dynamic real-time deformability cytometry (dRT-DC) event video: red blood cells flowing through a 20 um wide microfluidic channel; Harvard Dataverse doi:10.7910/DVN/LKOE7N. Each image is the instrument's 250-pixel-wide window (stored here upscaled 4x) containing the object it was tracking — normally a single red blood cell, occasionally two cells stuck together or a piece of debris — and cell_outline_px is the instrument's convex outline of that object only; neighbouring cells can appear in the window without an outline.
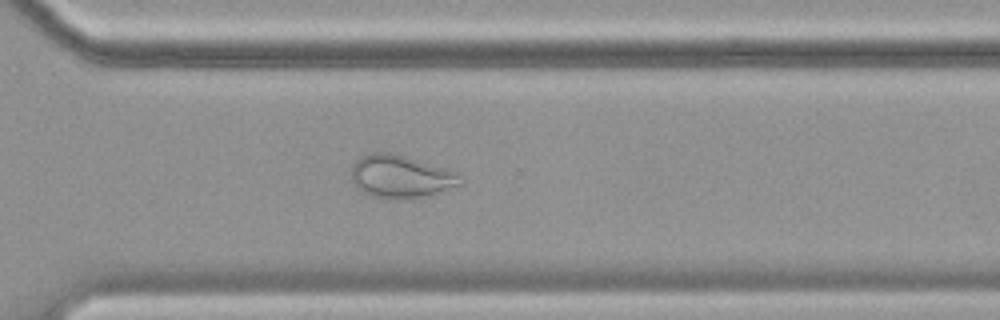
{"species": "common noctule bat (a hibernating species)", "species_latin": "Nyctalus noctula", "temperature_condition": "cold", "stored_images_in_passage": 56, "camera_frame_rate_fps": 3000, "um_per_image_px": 0.085, "animal": {"sex": "female", "body_mass_g": 19.9}, "frame": {"image": 1, "passage_image": 40, "time_ms": 13.0, "image_size_px": [1000, 320], "cell_outline_px": [[464, 184], [428, 196], [404, 200], [400, 200], [368, 196], [360, 192], [356, 188], [352, 180], [352, 164], [360, 156], [372, 152], [392, 152], [448, 168], [460, 172], [464, 180]], "centroid_in_image_um": [34.11, 15.02], "position_along_channel_um": 336.5, "area_um2": 28.21}}